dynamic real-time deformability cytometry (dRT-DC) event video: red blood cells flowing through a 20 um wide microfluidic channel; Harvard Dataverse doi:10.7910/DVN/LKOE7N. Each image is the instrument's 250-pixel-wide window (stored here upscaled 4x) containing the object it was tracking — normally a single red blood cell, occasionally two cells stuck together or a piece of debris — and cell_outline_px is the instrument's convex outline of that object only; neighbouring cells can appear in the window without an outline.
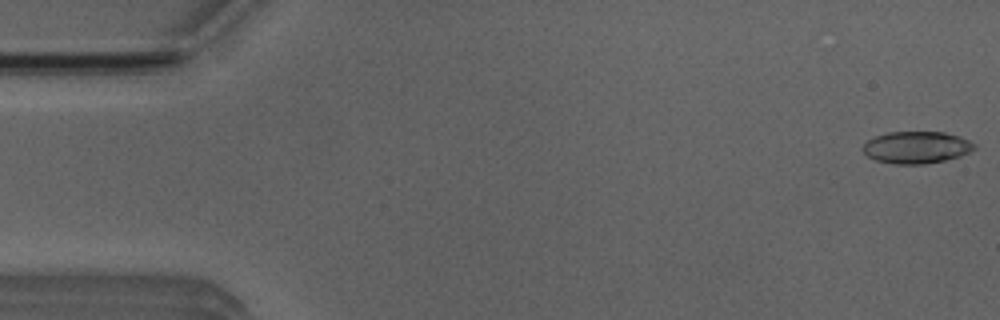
{"species": "Egyptian fruit bat (a non-hibernating species)", "species_latin": "Rousettus aegyptiacus", "temperature_condition": "room temperature", "stored_images_in_passage": 47, "camera_frame_rate_fps": 3000, "um_per_image_px": 0.085, "animal": {"sex": "male"}, "frame": {"image": 1, "passage_image": 1, "time_ms": 0.0, "image_size_px": [1000, 320], "cell_outline_px": [[976, 148], [960, 156], [944, 160], [924, 164], [892, 164], [876, 160], [868, 156], [860, 148], [868, 140], [876, 136], [888, 132], [944, 132], [960, 136], [976, 144]], "centroid_in_image_um": [77.89, 12.53], "position_along_channel_um": 7.1, "area_um2": 20.81}}
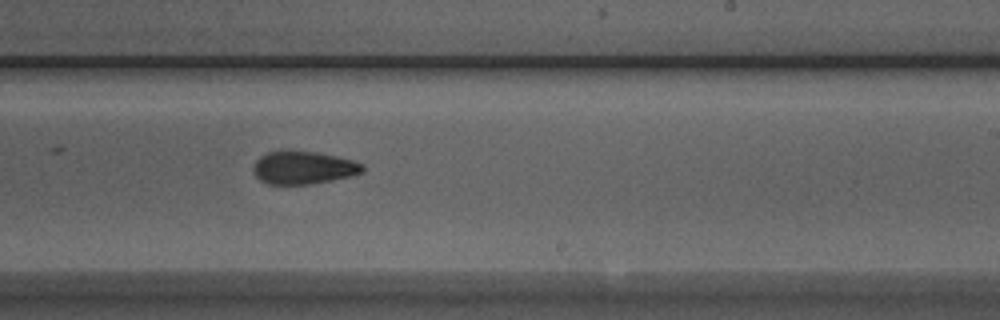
{"frame": {"image": 2, "passage_image": 31, "time_ms": 10.0, "image_size_px": [1000, 320], "cell_outline_px": [[364, 172], [352, 176], [312, 184], [268, 184], [260, 180], [252, 172], [252, 168], [256, 160], [260, 156], [268, 152], [280, 148], [288, 148], [316, 152], [336, 156], [352, 160], [364, 164]], "centroid_in_image_um": [25.76, 14.22], "position_along_channel_um": 263.2, "area_um2": 21.62}}
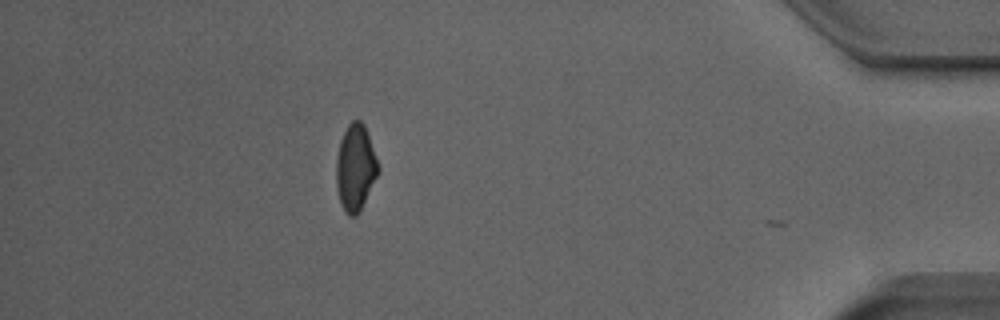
{"frame": {"image": 3, "passage_image": 46, "time_ms": 15.0, "image_size_px": [1000, 320], "cell_outline_px": [[380, 168], [360, 212], [356, 216], [348, 216], [344, 212], [340, 204], [336, 188], [336, 160], [340, 140], [348, 124], [352, 120], [360, 120], [364, 124]], "centroid_in_image_um": [30.19, 14.28], "position_along_channel_um": 405.0, "area_um2": 21.15}, "authors_computed_cell_mechanics": {"area_um2": 21.386, "velocity_mm_per_s": 3.9142, "shape_relaxation_time_tau1_ms": 4.2579, "shape_relaxation_time_tau2_ms": 2.3677, "deformation_change_tau1": 0.1273, "deformation_change_tau2": 0.0953}}